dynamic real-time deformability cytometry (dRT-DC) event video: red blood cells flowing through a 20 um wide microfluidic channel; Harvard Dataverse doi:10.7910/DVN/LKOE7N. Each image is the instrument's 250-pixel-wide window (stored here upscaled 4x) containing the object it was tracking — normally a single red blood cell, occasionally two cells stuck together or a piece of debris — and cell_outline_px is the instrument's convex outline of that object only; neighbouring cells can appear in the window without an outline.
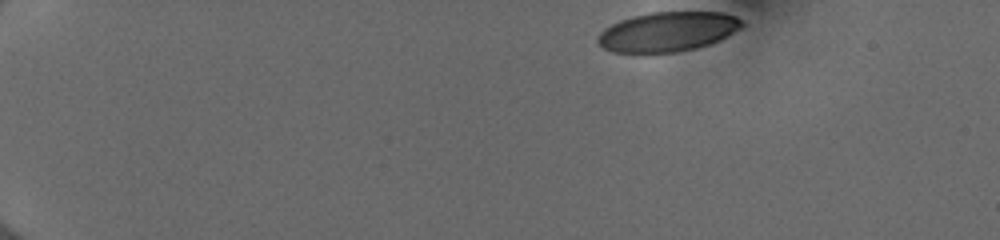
{"species": "human", "species_latin": "Homo sapiens", "temperature_condition": "cold", "stored_images_in_passage": 45, "camera_frame_rate_fps": 3000, "um_per_image_px": 0.085, "donor": {"sex": "female"}, "frame": {"image": 1, "passage_image": 1, "time_ms": 0.0, "image_size_px": [1000, 240], "cell_outline_px": [[744, 24], [740, 28], [720, 40], [696, 48], [676, 52], [612, 52], [604, 48], [596, 40], [596, 36], [604, 28], [620, 20], [632, 16], [652, 12], [720, 12], [736, 16], [744, 20]], "centroid_in_image_um": [56.75, 2.68], "position_along_channel_um": 28.2, "area_um2": 33.23}}
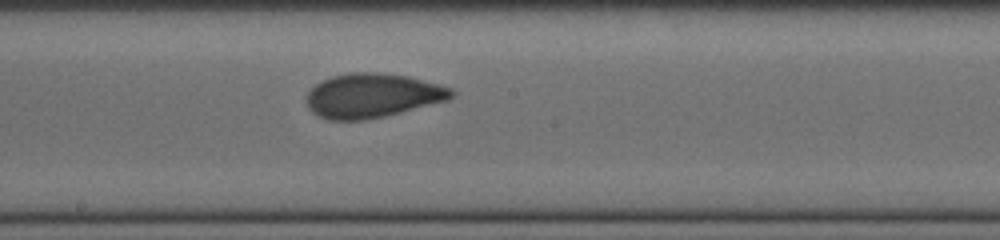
{"frame": {"image": 2, "passage_image": 24, "time_ms": 7.667, "image_size_px": [1000, 240], "cell_outline_px": [[456, 92], [448, 100], [384, 116], [364, 120], [328, 120], [312, 112], [308, 108], [304, 96], [316, 84], [332, 76], [348, 72], [376, 72], [408, 76], [440, 84], [452, 88]], "centroid_in_image_um": [31.64, 8.12], "position_along_channel_um": 216.6, "area_um2": 37.45}}
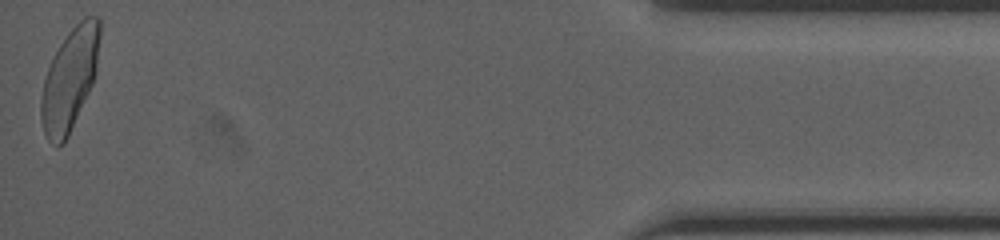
{"frame": {"image": 3, "passage_image": 45, "time_ms": 14.667, "image_size_px": [1000, 240], "cell_outline_px": [[100, 36], [96, 72], [92, 84], [68, 136], [64, 144], [56, 148], [48, 140], [44, 132], [40, 120], [40, 100], [44, 80], [48, 68], [60, 44], [68, 32], [80, 20], [88, 16], [100, 16]], "centroid_in_image_um": [5.92, 6.76], "position_along_channel_um": 429.3, "area_um2": 34.8}, "authors_computed_cell_mechanics": {"area_um2": 36.125, "velocity_mm_per_s": 3.9882, "shape_relaxation_time_tau1_ms": 4.9292, "shape_relaxation_time_tau2_ms": 0.8148, "deformation_change_tau1": 0.1656, "deformation_change_tau2": 0.0526}}